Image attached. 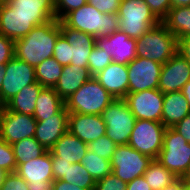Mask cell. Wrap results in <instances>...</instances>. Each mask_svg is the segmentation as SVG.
<instances>
[{
  "mask_svg": "<svg viewBox=\"0 0 190 190\" xmlns=\"http://www.w3.org/2000/svg\"><path fill=\"white\" fill-rule=\"evenodd\" d=\"M61 34L59 20L53 19L35 26L25 37L14 41V56L32 67L53 56L58 36Z\"/></svg>",
  "mask_w": 190,
  "mask_h": 190,
  "instance_id": "6da1fadb",
  "label": "cell"
},
{
  "mask_svg": "<svg viewBox=\"0 0 190 190\" xmlns=\"http://www.w3.org/2000/svg\"><path fill=\"white\" fill-rule=\"evenodd\" d=\"M67 27L98 37L108 36L119 30L117 14L99 12L94 6H84L68 13L61 20Z\"/></svg>",
  "mask_w": 190,
  "mask_h": 190,
  "instance_id": "7a4b0ae2",
  "label": "cell"
},
{
  "mask_svg": "<svg viewBox=\"0 0 190 190\" xmlns=\"http://www.w3.org/2000/svg\"><path fill=\"white\" fill-rule=\"evenodd\" d=\"M178 50V40L160 22L137 39L136 56L165 64Z\"/></svg>",
  "mask_w": 190,
  "mask_h": 190,
  "instance_id": "3957f363",
  "label": "cell"
},
{
  "mask_svg": "<svg viewBox=\"0 0 190 190\" xmlns=\"http://www.w3.org/2000/svg\"><path fill=\"white\" fill-rule=\"evenodd\" d=\"M117 16L119 30L132 39L140 38L161 22L144 0H121Z\"/></svg>",
  "mask_w": 190,
  "mask_h": 190,
  "instance_id": "277c9868",
  "label": "cell"
},
{
  "mask_svg": "<svg viewBox=\"0 0 190 190\" xmlns=\"http://www.w3.org/2000/svg\"><path fill=\"white\" fill-rule=\"evenodd\" d=\"M115 98L94 78L65 100L69 113L101 115Z\"/></svg>",
  "mask_w": 190,
  "mask_h": 190,
  "instance_id": "5b68a950",
  "label": "cell"
},
{
  "mask_svg": "<svg viewBox=\"0 0 190 190\" xmlns=\"http://www.w3.org/2000/svg\"><path fill=\"white\" fill-rule=\"evenodd\" d=\"M156 160L177 178H182L190 168V143L173 128H166L163 147Z\"/></svg>",
  "mask_w": 190,
  "mask_h": 190,
  "instance_id": "8992f818",
  "label": "cell"
},
{
  "mask_svg": "<svg viewBox=\"0 0 190 190\" xmlns=\"http://www.w3.org/2000/svg\"><path fill=\"white\" fill-rule=\"evenodd\" d=\"M106 124V136L116 145H127L136 118L124 99H115L101 114Z\"/></svg>",
  "mask_w": 190,
  "mask_h": 190,
  "instance_id": "52a82bcc",
  "label": "cell"
},
{
  "mask_svg": "<svg viewBox=\"0 0 190 190\" xmlns=\"http://www.w3.org/2000/svg\"><path fill=\"white\" fill-rule=\"evenodd\" d=\"M153 160L127 144L117 145L110 162L112 173L128 183L136 177L143 176Z\"/></svg>",
  "mask_w": 190,
  "mask_h": 190,
  "instance_id": "ba28073f",
  "label": "cell"
},
{
  "mask_svg": "<svg viewBox=\"0 0 190 190\" xmlns=\"http://www.w3.org/2000/svg\"><path fill=\"white\" fill-rule=\"evenodd\" d=\"M165 129L162 122L138 119L135 121L128 144L138 152L156 160L163 147Z\"/></svg>",
  "mask_w": 190,
  "mask_h": 190,
  "instance_id": "9c48e42d",
  "label": "cell"
},
{
  "mask_svg": "<svg viewBox=\"0 0 190 190\" xmlns=\"http://www.w3.org/2000/svg\"><path fill=\"white\" fill-rule=\"evenodd\" d=\"M55 15L20 14L4 2L0 7V34L13 41L25 37L35 26L45 24Z\"/></svg>",
  "mask_w": 190,
  "mask_h": 190,
  "instance_id": "30bf717a",
  "label": "cell"
},
{
  "mask_svg": "<svg viewBox=\"0 0 190 190\" xmlns=\"http://www.w3.org/2000/svg\"><path fill=\"white\" fill-rule=\"evenodd\" d=\"M0 103L4 106L25 86L36 82L35 68L15 56L3 66Z\"/></svg>",
  "mask_w": 190,
  "mask_h": 190,
  "instance_id": "8fae6325",
  "label": "cell"
},
{
  "mask_svg": "<svg viewBox=\"0 0 190 190\" xmlns=\"http://www.w3.org/2000/svg\"><path fill=\"white\" fill-rule=\"evenodd\" d=\"M123 99L136 120L162 122L164 94L158 88L128 93Z\"/></svg>",
  "mask_w": 190,
  "mask_h": 190,
  "instance_id": "7c38bea8",
  "label": "cell"
},
{
  "mask_svg": "<svg viewBox=\"0 0 190 190\" xmlns=\"http://www.w3.org/2000/svg\"><path fill=\"white\" fill-rule=\"evenodd\" d=\"M51 152L20 164L16 172L27 182L29 190H51L53 180Z\"/></svg>",
  "mask_w": 190,
  "mask_h": 190,
  "instance_id": "4fadbf2b",
  "label": "cell"
},
{
  "mask_svg": "<svg viewBox=\"0 0 190 190\" xmlns=\"http://www.w3.org/2000/svg\"><path fill=\"white\" fill-rule=\"evenodd\" d=\"M37 120L28 114H21L3 107L0 116V137L12 145L22 139L34 137Z\"/></svg>",
  "mask_w": 190,
  "mask_h": 190,
  "instance_id": "5bb4252c",
  "label": "cell"
},
{
  "mask_svg": "<svg viewBox=\"0 0 190 190\" xmlns=\"http://www.w3.org/2000/svg\"><path fill=\"white\" fill-rule=\"evenodd\" d=\"M129 75V93H137L147 89H157L162 64L154 60L136 57L127 64Z\"/></svg>",
  "mask_w": 190,
  "mask_h": 190,
  "instance_id": "9a60e30c",
  "label": "cell"
},
{
  "mask_svg": "<svg viewBox=\"0 0 190 190\" xmlns=\"http://www.w3.org/2000/svg\"><path fill=\"white\" fill-rule=\"evenodd\" d=\"M190 81V64L176 53L165 64H162L158 89L163 93L181 91Z\"/></svg>",
  "mask_w": 190,
  "mask_h": 190,
  "instance_id": "2e32d148",
  "label": "cell"
},
{
  "mask_svg": "<svg viewBox=\"0 0 190 190\" xmlns=\"http://www.w3.org/2000/svg\"><path fill=\"white\" fill-rule=\"evenodd\" d=\"M136 42L137 39L129 38L128 35L120 30L105 36L95 38V44L107 51L108 55H111L113 62L127 65L136 56Z\"/></svg>",
  "mask_w": 190,
  "mask_h": 190,
  "instance_id": "e0dca14e",
  "label": "cell"
},
{
  "mask_svg": "<svg viewBox=\"0 0 190 190\" xmlns=\"http://www.w3.org/2000/svg\"><path fill=\"white\" fill-rule=\"evenodd\" d=\"M106 130L101 115L69 113L68 132L86 144L106 135Z\"/></svg>",
  "mask_w": 190,
  "mask_h": 190,
  "instance_id": "ac0fdd59",
  "label": "cell"
},
{
  "mask_svg": "<svg viewBox=\"0 0 190 190\" xmlns=\"http://www.w3.org/2000/svg\"><path fill=\"white\" fill-rule=\"evenodd\" d=\"M69 112L64 106L53 117L45 118L43 121H37L35 130V139L46 149L49 150L54 144L68 132Z\"/></svg>",
  "mask_w": 190,
  "mask_h": 190,
  "instance_id": "d6986e66",
  "label": "cell"
},
{
  "mask_svg": "<svg viewBox=\"0 0 190 190\" xmlns=\"http://www.w3.org/2000/svg\"><path fill=\"white\" fill-rule=\"evenodd\" d=\"M59 26L61 34L72 45V59L70 64L88 69V59L95 45V37L67 27L62 21H59Z\"/></svg>",
  "mask_w": 190,
  "mask_h": 190,
  "instance_id": "ffe728a7",
  "label": "cell"
},
{
  "mask_svg": "<svg viewBox=\"0 0 190 190\" xmlns=\"http://www.w3.org/2000/svg\"><path fill=\"white\" fill-rule=\"evenodd\" d=\"M94 78L115 99H123L129 93V75L127 65L116 62L110 63Z\"/></svg>",
  "mask_w": 190,
  "mask_h": 190,
  "instance_id": "44dd1931",
  "label": "cell"
},
{
  "mask_svg": "<svg viewBox=\"0 0 190 190\" xmlns=\"http://www.w3.org/2000/svg\"><path fill=\"white\" fill-rule=\"evenodd\" d=\"M92 77L89 69L69 64L63 67L62 74L53 89L65 101Z\"/></svg>",
  "mask_w": 190,
  "mask_h": 190,
  "instance_id": "7402d4cb",
  "label": "cell"
},
{
  "mask_svg": "<svg viewBox=\"0 0 190 190\" xmlns=\"http://www.w3.org/2000/svg\"><path fill=\"white\" fill-rule=\"evenodd\" d=\"M190 114L189 104L181 91L164 94L162 123L172 128Z\"/></svg>",
  "mask_w": 190,
  "mask_h": 190,
  "instance_id": "603a6c76",
  "label": "cell"
},
{
  "mask_svg": "<svg viewBox=\"0 0 190 190\" xmlns=\"http://www.w3.org/2000/svg\"><path fill=\"white\" fill-rule=\"evenodd\" d=\"M87 151L88 144L69 132H66L50 149L58 160H65L71 164L81 162Z\"/></svg>",
  "mask_w": 190,
  "mask_h": 190,
  "instance_id": "cb8c5ba5",
  "label": "cell"
},
{
  "mask_svg": "<svg viewBox=\"0 0 190 190\" xmlns=\"http://www.w3.org/2000/svg\"><path fill=\"white\" fill-rule=\"evenodd\" d=\"M43 88L37 81L27 85L9 100L4 107L9 111L33 116L37 97Z\"/></svg>",
  "mask_w": 190,
  "mask_h": 190,
  "instance_id": "d4e9b609",
  "label": "cell"
},
{
  "mask_svg": "<svg viewBox=\"0 0 190 190\" xmlns=\"http://www.w3.org/2000/svg\"><path fill=\"white\" fill-rule=\"evenodd\" d=\"M65 106V101L57 94L53 88L44 87L37 97L36 107L33 117L37 121L53 117Z\"/></svg>",
  "mask_w": 190,
  "mask_h": 190,
  "instance_id": "484cf974",
  "label": "cell"
},
{
  "mask_svg": "<svg viewBox=\"0 0 190 190\" xmlns=\"http://www.w3.org/2000/svg\"><path fill=\"white\" fill-rule=\"evenodd\" d=\"M161 22L177 40L190 36V6L171 8Z\"/></svg>",
  "mask_w": 190,
  "mask_h": 190,
  "instance_id": "4316f807",
  "label": "cell"
},
{
  "mask_svg": "<svg viewBox=\"0 0 190 190\" xmlns=\"http://www.w3.org/2000/svg\"><path fill=\"white\" fill-rule=\"evenodd\" d=\"M13 11L24 15H55V0H6Z\"/></svg>",
  "mask_w": 190,
  "mask_h": 190,
  "instance_id": "83f0119b",
  "label": "cell"
},
{
  "mask_svg": "<svg viewBox=\"0 0 190 190\" xmlns=\"http://www.w3.org/2000/svg\"><path fill=\"white\" fill-rule=\"evenodd\" d=\"M11 146L17 167L20 164L27 163L31 159L38 158L47 151L35 137L22 139Z\"/></svg>",
  "mask_w": 190,
  "mask_h": 190,
  "instance_id": "f1b7e54d",
  "label": "cell"
},
{
  "mask_svg": "<svg viewBox=\"0 0 190 190\" xmlns=\"http://www.w3.org/2000/svg\"><path fill=\"white\" fill-rule=\"evenodd\" d=\"M63 67L53 57L45 59L35 67L36 81L43 87L54 88L62 74Z\"/></svg>",
  "mask_w": 190,
  "mask_h": 190,
  "instance_id": "f546056e",
  "label": "cell"
},
{
  "mask_svg": "<svg viewBox=\"0 0 190 190\" xmlns=\"http://www.w3.org/2000/svg\"><path fill=\"white\" fill-rule=\"evenodd\" d=\"M143 176L152 190H161L178 179L157 160L152 161Z\"/></svg>",
  "mask_w": 190,
  "mask_h": 190,
  "instance_id": "4dcf8cb0",
  "label": "cell"
},
{
  "mask_svg": "<svg viewBox=\"0 0 190 190\" xmlns=\"http://www.w3.org/2000/svg\"><path fill=\"white\" fill-rule=\"evenodd\" d=\"M95 181H98L112 173L110 160L97 156L90 150L80 162Z\"/></svg>",
  "mask_w": 190,
  "mask_h": 190,
  "instance_id": "1f68e13d",
  "label": "cell"
},
{
  "mask_svg": "<svg viewBox=\"0 0 190 190\" xmlns=\"http://www.w3.org/2000/svg\"><path fill=\"white\" fill-rule=\"evenodd\" d=\"M61 180L87 190H94L96 185V181L80 162L68 166L66 175Z\"/></svg>",
  "mask_w": 190,
  "mask_h": 190,
  "instance_id": "d6a6232c",
  "label": "cell"
},
{
  "mask_svg": "<svg viewBox=\"0 0 190 190\" xmlns=\"http://www.w3.org/2000/svg\"><path fill=\"white\" fill-rule=\"evenodd\" d=\"M88 62V69L94 77L99 72L103 71L110 63H112L113 58L111 55H108L107 51H104L95 44L89 56Z\"/></svg>",
  "mask_w": 190,
  "mask_h": 190,
  "instance_id": "836d02e7",
  "label": "cell"
},
{
  "mask_svg": "<svg viewBox=\"0 0 190 190\" xmlns=\"http://www.w3.org/2000/svg\"><path fill=\"white\" fill-rule=\"evenodd\" d=\"M116 147L117 145L106 135H103L88 144V150L107 160L112 159Z\"/></svg>",
  "mask_w": 190,
  "mask_h": 190,
  "instance_id": "e575fe53",
  "label": "cell"
},
{
  "mask_svg": "<svg viewBox=\"0 0 190 190\" xmlns=\"http://www.w3.org/2000/svg\"><path fill=\"white\" fill-rule=\"evenodd\" d=\"M52 57L63 66L71 63L72 45H70L62 34L57 38Z\"/></svg>",
  "mask_w": 190,
  "mask_h": 190,
  "instance_id": "d590c367",
  "label": "cell"
},
{
  "mask_svg": "<svg viewBox=\"0 0 190 190\" xmlns=\"http://www.w3.org/2000/svg\"><path fill=\"white\" fill-rule=\"evenodd\" d=\"M0 168L6 173L16 172L17 164L12 146L0 137Z\"/></svg>",
  "mask_w": 190,
  "mask_h": 190,
  "instance_id": "8d00e7d4",
  "label": "cell"
},
{
  "mask_svg": "<svg viewBox=\"0 0 190 190\" xmlns=\"http://www.w3.org/2000/svg\"><path fill=\"white\" fill-rule=\"evenodd\" d=\"M87 3V0H55V18L61 21L68 13Z\"/></svg>",
  "mask_w": 190,
  "mask_h": 190,
  "instance_id": "74e56055",
  "label": "cell"
},
{
  "mask_svg": "<svg viewBox=\"0 0 190 190\" xmlns=\"http://www.w3.org/2000/svg\"><path fill=\"white\" fill-rule=\"evenodd\" d=\"M127 183L115 176L113 173L108 174L104 178L96 181L94 190H126Z\"/></svg>",
  "mask_w": 190,
  "mask_h": 190,
  "instance_id": "f35d334b",
  "label": "cell"
},
{
  "mask_svg": "<svg viewBox=\"0 0 190 190\" xmlns=\"http://www.w3.org/2000/svg\"><path fill=\"white\" fill-rule=\"evenodd\" d=\"M0 190H29L27 182L17 173H6L0 186Z\"/></svg>",
  "mask_w": 190,
  "mask_h": 190,
  "instance_id": "ab89813d",
  "label": "cell"
},
{
  "mask_svg": "<svg viewBox=\"0 0 190 190\" xmlns=\"http://www.w3.org/2000/svg\"><path fill=\"white\" fill-rule=\"evenodd\" d=\"M14 54V41L0 34V66L6 65Z\"/></svg>",
  "mask_w": 190,
  "mask_h": 190,
  "instance_id": "60d3db41",
  "label": "cell"
},
{
  "mask_svg": "<svg viewBox=\"0 0 190 190\" xmlns=\"http://www.w3.org/2000/svg\"><path fill=\"white\" fill-rule=\"evenodd\" d=\"M154 15L162 21L171 9V0H144Z\"/></svg>",
  "mask_w": 190,
  "mask_h": 190,
  "instance_id": "b9f144b4",
  "label": "cell"
},
{
  "mask_svg": "<svg viewBox=\"0 0 190 190\" xmlns=\"http://www.w3.org/2000/svg\"><path fill=\"white\" fill-rule=\"evenodd\" d=\"M87 3L94 6L99 12L117 14L121 0H87Z\"/></svg>",
  "mask_w": 190,
  "mask_h": 190,
  "instance_id": "7bdbcfd3",
  "label": "cell"
},
{
  "mask_svg": "<svg viewBox=\"0 0 190 190\" xmlns=\"http://www.w3.org/2000/svg\"><path fill=\"white\" fill-rule=\"evenodd\" d=\"M51 161H52V173H53V180H60L66 175V170L71 163L65 160H58L52 153H51Z\"/></svg>",
  "mask_w": 190,
  "mask_h": 190,
  "instance_id": "ee69618b",
  "label": "cell"
},
{
  "mask_svg": "<svg viewBox=\"0 0 190 190\" xmlns=\"http://www.w3.org/2000/svg\"><path fill=\"white\" fill-rule=\"evenodd\" d=\"M172 128L190 143V114Z\"/></svg>",
  "mask_w": 190,
  "mask_h": 190,
  "instance_id": "f6af8a7d",
  "label": "cell"
},
{
  "mask_svg": "<svg viewBox=\"0 0 190 190\" xmlns=\"http://www.w3.org/2000/svg\"><path fill=\"white\" fill-rule=\"evenodd\" d=\"M177 53L190 64V36L178 39Z\"/></svg>",
  "mask_w": 190,
  "mask_h": 190,
  "instance_id": "bcb514c9",
  "label": "cell"
},
{
  "mask_svg": "<svg viewBox=\"0 0 190 190\" xmlns=\"http://www.w3.org/2000/svg\"><path fill=\"white\" fill-rule=\"evenodd\" d=\"M126 190H152L146 182L144 176L136 177L131 182L127 183Z\"/></svg>",
  "mask_w": 190,
  "mask_h": 190,
  "instance_id": "7dc6e473",
  "label": "cell"
},
{
  "mask_svg": "<svg viewBox=\"0 0 190 190\" xmlns=\"http://www.w3.org/2000/svg\"><path fill=\"white\" fill-rule=\"evenodd\" d=\"M52 190H87V189H82L79 188L76 185L69 184L66 181L63 180H54L52 182Z\"/></svg>",
  "mask_w": 190,
  "mask_h": 190,
  "instance_id": "c3c4849f",
  "label": "cell"
},
{
  "mask_svg": "<svg viewBox=\"0 0 190 190\" xmlns=\"http://www.w3.org/2000/svg\"><path fill=\"white\" fill-rule=\"evenodd\" d=\"M161 190H185V187H184L182 179L178 178L173 183H171L170 185L164 187Z\"/></svg>",
  "mask_w": 190,
  "mask_h": 190,
  "instance_id": "681fc988",
  "label": "cell"
},
{
  "mask_svg": "<svg viewBox=\"0 0 190 190\" xmlns=\"http://www.w3.org/2000/svg\"><path fill=\"white\" fill-rule=\"evenodd\" d=\"M190 6V0H171V8Z\"/></svg>",
  "mask_w": 190,
  "mask_h": 190,
  "instance_id": "f907efd6",
  "label": "cell"
},
{
  "mask_svg": "<svg viewBox=\"0 0 190 190\" xmlns=\"http://www.w3.org/2000/svg\"><path fill=\"white\" fill-rule=\"evenodd\" d=\"M181 92L185 96L190 107V81H188L182 88Z\"/></svg>",
  "mask_w": 190,
  "mask_h": 190,
  "instance_id": "816d5d0a",
  "label": "cell"
},
{
  "mask_svg": "<svg viewBox=\"0 0 190 190\" xmlns=\"http://www.w3.org/2000/svg\"><path fill=\"white\" fill-rule=\"evenodd\" d=\"M181 179L183 182H190V168Z\"/></svg>",
  "mask_w": 190,
  "mask_h": 190,
  "instance_id": "f5cc1de1",
  "label": "cell"
},
{
  "mask_svg": "<svg viewBox=\"0 0 190 190\" xmlns=\"http://www.w3.org/2000/svg\"><path fill=\"white\" fill-rule=\"evenodd\" d=\"M5 174H6V172L0 168V186H1V183L3 181Z\"/></svg>",
  "mask_w": 190,
  "mask_h": 190,
  "instance_id": "db71d44e",
  "label": "cell"
},
{
  "mask_svg": "<svg viewBox=\"0 0 190 190\" xmlns=\"http://www.w3.org/2000/svg\"><path fill=\"white\" fill-rule=\"evenodd\" d=\"M3 73H4V69L2 66H0V89H1V85H2Z\"/></svg>",
  "mask_w": 190,
  "mask_h": 190,
  "instance_id": "11a10c76",
  "label": "cell"
},
{
  "mask_svg": "<svg viewBox=\"0 0 190 190\" xmlns=\"http://www.w3.org/2000/svg\"><path fill=\"white\" fill-rule=\"evenodd\" d=\"M185 190H190V182H183Z\"/></svg>",
  "mask_w": 190,
  "mask_h": 190,
  "instance_id": "9f6ffc18",
  "label": "cell"
},
{
  "mask_svg": "<svg viewBox=\"0 0 190 190\" xmlns=\"http://www.w3.org/2000/svg\"><path fill=\"white\" fill-rule=\"evenodd\" d=\"M3 107L4 106L0 103V116H1V112H2Z\"/></svg>",
  "mask_w": 190,
  "mask_h": 190,
  "instance_id": "6f0895ef",
  "label": "cell"
},
{
  "mask_svg": "<svg viewBox=\"0 0 190 190\" xmlns=\"http://www.w3.org/2000/svg\"><path fill=\"white\" fill-rule=\"evenodd\" d=\"M6 0H0V7L2 6V4L5 2Z\"/></svg>",
  "mask_w": 190,
  "mask_h": 190,
  "instance_id": "680465c9",
  "label": "cell"
}]
</instances>
